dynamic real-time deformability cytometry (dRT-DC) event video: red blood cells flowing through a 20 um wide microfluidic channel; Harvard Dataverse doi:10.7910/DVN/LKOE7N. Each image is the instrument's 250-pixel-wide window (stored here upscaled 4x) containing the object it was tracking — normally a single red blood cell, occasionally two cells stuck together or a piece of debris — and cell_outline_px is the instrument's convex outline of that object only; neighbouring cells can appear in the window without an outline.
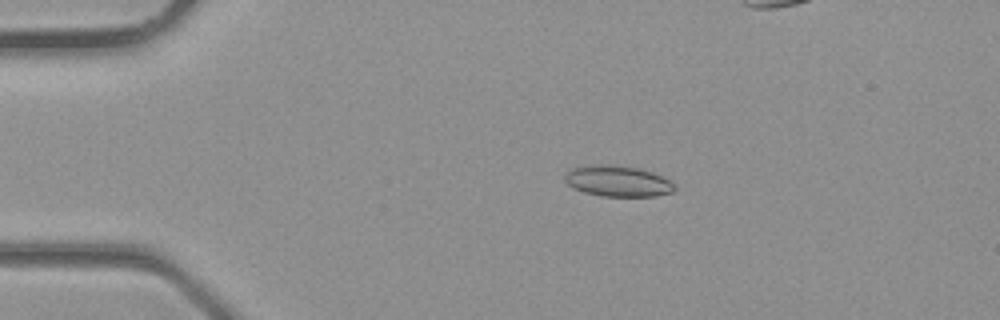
{"species": "common noctule bat (a hibernating species)", "species_latin": "Nyctalus noctula", "temperature_condition": "room temperature", "stored_images_in_passage": 5, "camera_frame_rate_fps": 3000, "um_per_image_px": 0.085, "animal": {"sex": "male", "body_mass_g": 23.1, "forearm_length_mm": 52.7}, "frame": {"image": 1, "passage_image": 3, "time_ms": 0.667, "image_size_px": [1000, 320], "cell_outline_px": [[676, 188], [672, 192], [656, 196], [600, 196], [584, 192], [572, 188], [564, 180], [564, 172], [568, 168], [596, 164], [616, 164], [636, 168], [652, 172], [668, 180]], "centroid_in_image_um": [52.42, 15.38], "position_along_channel_um": 32.6, "area_um2": 19.94}}